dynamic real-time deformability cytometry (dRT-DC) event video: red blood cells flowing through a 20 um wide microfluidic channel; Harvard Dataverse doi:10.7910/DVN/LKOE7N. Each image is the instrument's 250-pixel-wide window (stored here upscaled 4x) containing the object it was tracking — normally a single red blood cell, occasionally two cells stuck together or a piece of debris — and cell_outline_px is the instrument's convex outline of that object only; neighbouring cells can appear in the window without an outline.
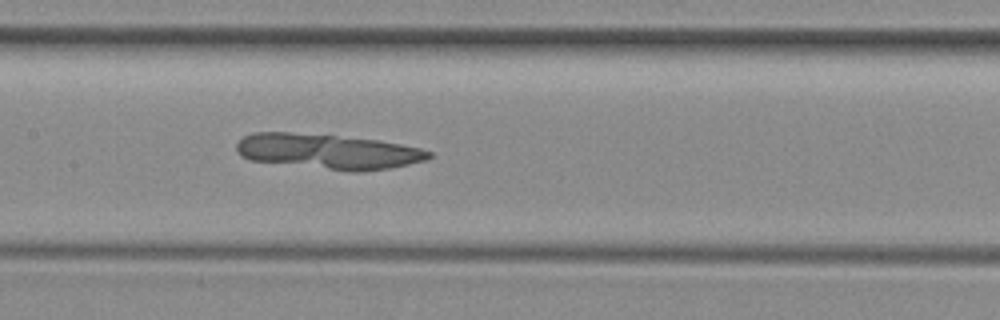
{"species": "common noctule bat (a hibernating species)", "species_latin": "Nyctalus noctula", "temperature_condition": "room temperature", "stored_images_in_passage": 52, "camera_frame_rate_fps": 3000, "um_per_image_px": 0.085, "animal": {"sex": "female", "body_mass_g": 29.2, "forearm_length_mm": 56.3}, "frame": {"image": 1, "passage_image": 24, "time_ms": 7.667, "image_size_px": [1000, 320], "cell_outline_px": [[432, 156], [428, 160], [388, 168], [360, 172], [352, 172], [248, 160], [240, 156], [236, 152], [236, 144], [244, 136], [256, 132], [288, 132], [336, 136], [380, 140], [420, 148], [432, 152]], "centroid_in_image_um": [27.86, 12.88], "position_along_channel_um": 179.5, "area_um2": 39.42}}
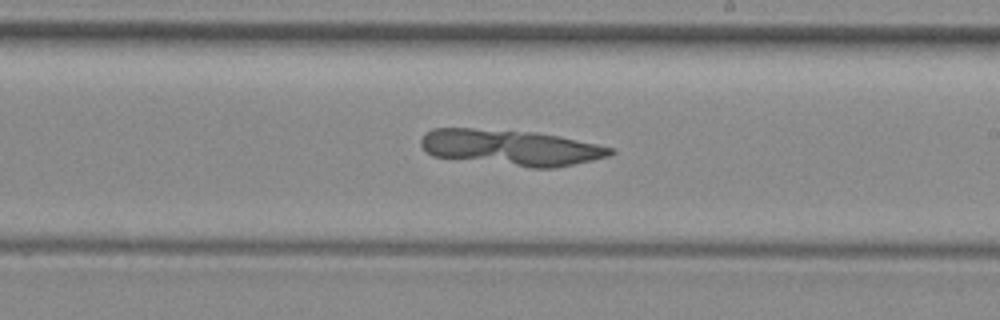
{"frame": {"image": 2, "passage_image": 29, "time_ms": 9.333, "image_size_px": [1000, 320], "cell_outline_px": [[616, 152], [612, 156], [556, 168], [532, 168], [432, 156], [420, 144], [420, 140], [432, 128], [472, 128], [536, 132], [560, 136], [596, 144], [612, 148]], "centroid_in_image_um": [43.46, 12.55], "position_along_channel_um": 245.5, "area_um2": 39.59}}